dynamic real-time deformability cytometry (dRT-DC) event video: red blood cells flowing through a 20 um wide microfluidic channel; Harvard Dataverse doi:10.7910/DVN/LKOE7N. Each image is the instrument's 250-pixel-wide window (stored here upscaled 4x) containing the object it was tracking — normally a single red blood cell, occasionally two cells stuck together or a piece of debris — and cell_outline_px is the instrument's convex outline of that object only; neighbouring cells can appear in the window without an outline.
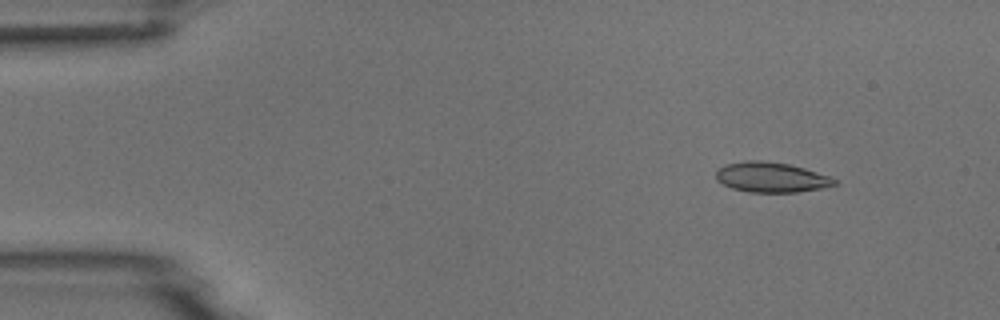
{"species": "common noctule bat (a hibernating species)", "species_latin": "Nyctalus noctula", "temperature_condition": "room temperature", "stored_images_in_passage": 6, "camera_frame_rate_fps": 3000, "um_per_image_px": 0.085, "animal": {"sex": "male", "body_mass_g": 18.8}, "frame": {"image": 1, "passage_image": 2, "time_ms": 1.0, "image_size_px": [1000, 320], "cell_outline_px": [[836, 184], [820, 188], [796, 192], [748, 192], [732, 188], [716, 180], [716, 168], [724, 164], [744, 160], [760, 160], [788, 164], [804, 168], [832, 176], [836, 180]], "centroid_in_image_um": [65.51, 15.05], "position_along_channel_um": 19.5, "area_um2": 20.87}}
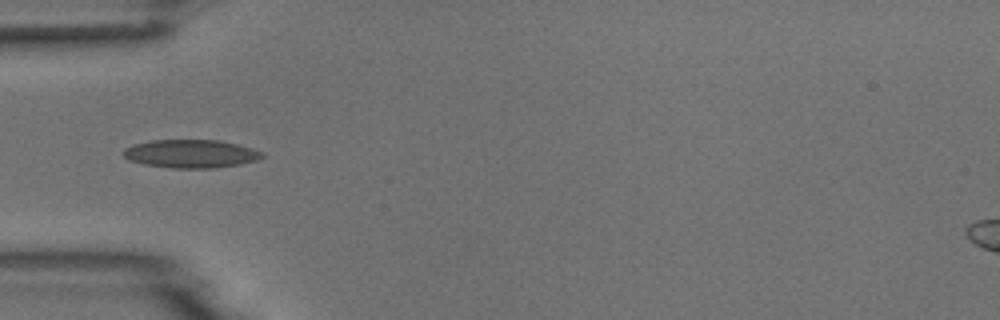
{"frame": {"image": 2, "passage_image": 5, "time_ms": 4.667, "image_size_px": [1000, 320], "cell_outline_px": [[264, 156], [256, 160], [240, 164], [212, 168], [172, 168], [144, 164], [128, 160], [124, 156], [124, 148], [132, 144], [152, 140], [216, 140], [236, 144], [252, 148], [264, 152]], "centroid_in_image_um": [16.2, 13.06], "position_along_channel_um": 68.8, "area_um2": 22.77}}